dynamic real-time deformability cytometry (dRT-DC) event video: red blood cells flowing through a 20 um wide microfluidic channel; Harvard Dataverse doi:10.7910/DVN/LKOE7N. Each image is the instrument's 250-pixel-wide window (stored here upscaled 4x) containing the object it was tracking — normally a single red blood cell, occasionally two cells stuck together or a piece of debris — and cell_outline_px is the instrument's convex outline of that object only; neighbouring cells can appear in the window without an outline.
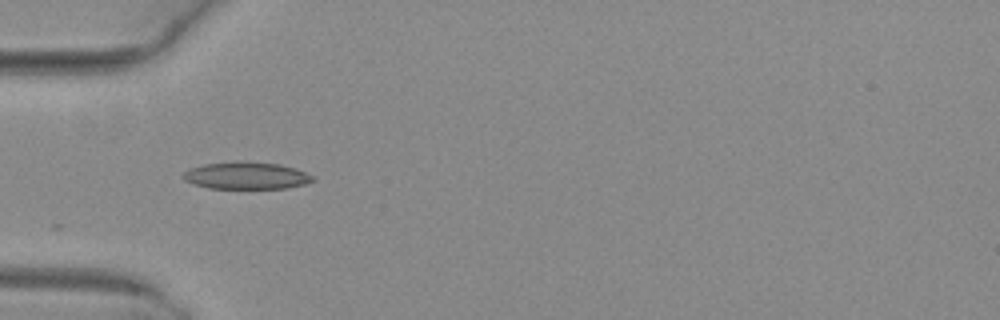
{"species": "common noctule bat (a hibernating species)", "species_latin": "Nyctalus noctula", "temperature_condition": "warm", "stored_images_in_passage": 7, "camera_frame_rate_fps": 3000, "um_per_image_px": 0.085, "animal": {"sex": "female", "body_mass_g": 29.2, "forearm_length_mm": 56.3}, "frame": {"image": 1, "passage_image": 6, "time_ms": 1.667, "image_size_px": [1000, 320], "cell_outline_px": [[316, 180], [304, 184], [288, 188], [208, 188], [184, 180], [180, 176], [184, 172], [192, 168], [204, 164], [236, 160], [240, 160], [280, 164], [296, 168], [312, 176]], "centroid_in_image_um": [20.93, 14.91], "position_along_channel_um": 64.1, "area_um2": 20.63}}
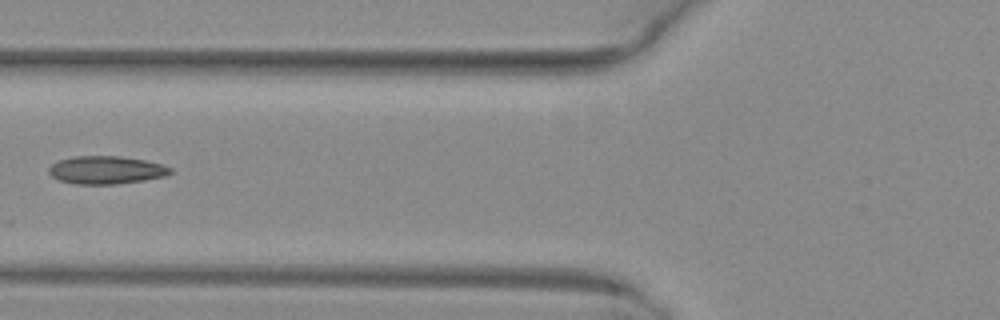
{"frame": {"image": 2, "passage_image": 7, "time_ms": 2.0, "image_size_px": [1000, 320], "cell_outline_px": [[172, 172], [164, 176], [144, 180], [116, 184], [76, 184], [60, 180], [52, 176], [48, 172], [48, 168], [52, 164], [60, 160], [76, 156], [120, 156], [144, 160], [160, 164], [172, 168]], "centroid_in_image_um": [9.01, 14.45], "position_along_channel_um": 116.8, "area_um2": 19.59}}